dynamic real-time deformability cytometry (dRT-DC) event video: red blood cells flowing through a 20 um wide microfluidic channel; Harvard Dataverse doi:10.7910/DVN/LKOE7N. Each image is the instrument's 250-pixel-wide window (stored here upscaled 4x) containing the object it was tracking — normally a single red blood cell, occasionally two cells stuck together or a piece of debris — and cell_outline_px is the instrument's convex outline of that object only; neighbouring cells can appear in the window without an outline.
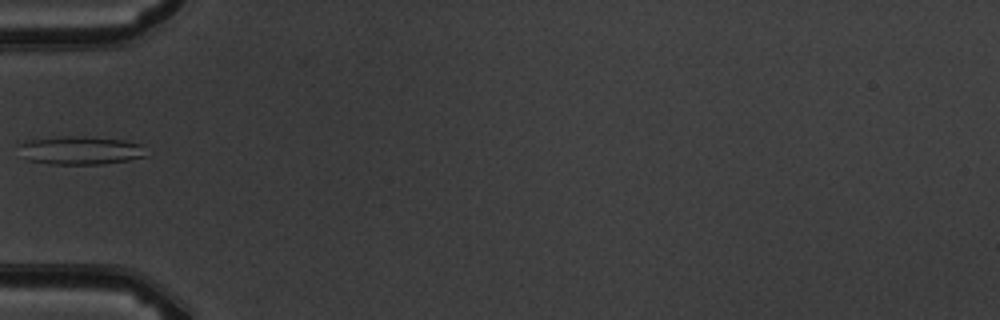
{"species": "common noctule bat (a hibernating species)", "species_latin": "Nyctalus noctula", "temperature_condition": "warm", "stored_images_in_passage": 7, "camera_frame_rate_fps": 3000, "um_per_image_px": 0.085, "animal": {"sex": "male", "body_mass_g": 19.5, "forearm_length_mm": 54.6}, "frame": {"image": 1, "passage_image": 6, "time_ms": 6.0, "image_size_px": [1000, 320], "cell_outline_px": [[144, 156], [128, 160], [104, 164], [48, 164], [28, 160], [16, 156], [16, 144], [24, 140], [64, 136], [84, 136], [124, 140], [140, 144]], "centroid_in_image_um": [6.63, 12.78], "position_along_channel_um": 78.4, "area_um2": 21.44}}